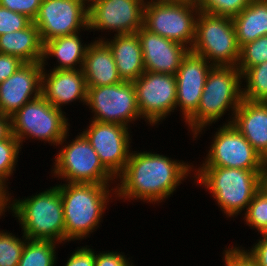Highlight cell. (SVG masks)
<instances>
[{
  "mask_svg": "<svg viewBox=\"0 0 267 266\" xmlns=\"http://www.w3.org/2000/svg\"><path fill=\"white\" fill-rule=\"evenodd\" d=\"M241 80V72L235 66H212L197 111L186 121L194 138L230 108L234 117L243 99Z\"/></svg>",
  "mask_w": 267,
  "mask_h": 266,
  "instance_id": "277c9868",
  "label": "cell"
},
{
  "mask_svg": "<svg viewBox=\"0 0 267 266\" xmlns=\"http://www.w3.org/2000/svg\"><path fill=\"white\" fill-rule=\"evenodd\" d=\"M7 187H5L1 182H0V215L2 216L4 212H6V208H8L9 210V207H7V205H9L8 203H11L10 201V196H9V193L6 192L8 191L6 189Z\"/></svg>",
  "mask_w": 267,
  "mask_h": 266,
  "instance_id": "60d3db41",
  "label": "cell"
},
{
  "mask_svg": "<svg viewBox=\"0 0 267 266\" xmlns=\"http://www.w3.org/2000/svg\"><path fill=\"white\" fill-rule=\"evenodd\" d=\"M82 70L87 87L113 85L123 81L110 48L102 40L88 44Z\"/></svg>",
  "mask_w": 267,
  "mask_h": 266,
  "instance_id": "7402d4cb",
  "label": "cell"
},
{
  "mask_svg": "<svg viewBox=\"0 0 267 266\" xmlns=\"http://www.w3.org/2000/svg\"><path fill=\"white\" fill-rule=\"evenodd\" d=\"M267 61V35L240 47L237 68L241 74L248 68Z\"/></svg>",
  "mask_w": 267,
  "mask_h": 266,
  "instance_id": "f1b7e54d",
  "label": "cell"
},
{
  "mask_svg": "<svg viewBox=\"0 0 267 266\" xmlns=\"http://www.w3.org/2000/svg\"><path fill=\"white\" fill-rule=\"evenodd\" d=\"M193 178L206 186L227 216H237L248 208L255 193L266 182L267 170L226 167H199Z\"/></svg>",
  "mask_w": 267,
  "mask_h": 266,
  "instance_id": "7a4b0ae2",
  "label": "cell"
},
{
  "mask_svg": "<svg viewBox=\"0 0 267 266\" xmlns=\"http://www.w3.org/2000/svg\"><path fill=\"white\" fill-rule=\"evenodd\" d=\"M24 63L16 56L0 53V83L14 74Z\"/></svg>",
  "mask_w": 267,
  "mask_h": 266,
  "instance_id": "d590c367",
  "label": "cell"
},
{
  "mask_svg": "<svg viewBox=\"0 0 267 266\" xmlns=\"http://www.w3.org/2000/svg\"><path fill=\"white\" fill-rule=\"evenodd\" d=\"M234 127L253 146L265 161L267 159V102H252L242 99L234 117Z\"/></svg>",
  "mask_w": 267,
  "mask_h": 266,
  "instance_id": "ffe728a7",
  "label": "cell"
},
{
  "mask_svg": "<svg viewBox=\"0 0 267 266\" xmlns=\"http://www.w3.org/2000/svg\"><path fill=\"white\" fill-rule=\"evenodd\" d=\"M86 105L94 112L93 121L117 123L128 127L141 119L136 90L132 81L88 87Z\"/></svg>",
  "mask_w": 267,
  "mask_h": 266,
  "instance_id": "30bf717a",
  "label": "cell"
},
{
  "mask_svg": "<svg viewBox=\"0 0 267 266\" xmlns=\"http://www.w3.org/2000/svg\"><path fill=\"white\" fill-rule=\"evenodd\" d=\"M12 135L11 117L0 115V141L7 140Z\"/></svg>",
  "mask_w": 267,
  "mask_h": 266,
  "instance_id": "ab89813d",
  "label": "cell"
},
{
  "mask_svg": "<svg viewBox=\"0 0 267 266\" xmlns=\"http://www.w3.org/2000/svg\"><path fill=\"white\" fill-rule=\"evenodd\" d=\"M149 1L144 6L143 27L190 50L195 40L199 13L197 3L181 0Z\"/></svg>",
  "mask_w": 267,
  "mask_h": 266,
  "instance_id": "8992f818",
  "label": "cell"
},
{
  "mask_svg": "<svg viewBox=\"0 0 267 266\" xmlns=\"http://www.w3.org/2000/svg\"><path fill=\"white\" fill-rule=\"evenodd\" d=\"M232 19L239 47L267 35V0H252Z\"/></svg>",
  "mask_w": 267,
  "mask_h": 266,
  "instance_id": "cb8c5ba5",
  "label": "cell"
},
{
  "mask_svg": "<svg viewBox=\"0 0 267 266\" xmlns=\"http://www.w3.org/2000/svg\"><path fill=\"white\" fill-rule=\"evenodd\" d=\"M225 266H257L256 261L250 256L247 250L241 247H232L224 250Z\"/></svg>",
  "mask_w": 267,
  "mask_h": 266,
  "instance_id": "e575fe53",
  "label": "cell"
},
{
  "mask_svg": "<svg viewBox=\"0 0 267 266\" xmlns=\"http://www.w3.org/2000/svg\"><path fill=\"white\" fill-rule=\"evenodd\" d=\"M181 1H193V2H197V0H181Z\"/></svg>",
  "mask_w": 267,
  "mask_h": 266,
  "instance_id": "7bdbcfd3",
  "label": "cell"
},
{
  "mask_svg": "<svg viewBox=\"0 0 267 266\" xmlns=\"http://www.w3.org/2000/svg\"><path fill=\"white\" fill-rule=\"evenodd\" d=\"M27 239L24 234L21 240L12 233L0 231V266H18Z\"/></svg>",
  "mask_w": 267,
  "mask_h": 266,
  "instance_id": "f546056e",
  "label": "cell"
},
{
  "mask_svg": "<svg viewBox=\"0 0 267 266\" xmlns=\"http://www.w3.org/2000/svg\"><path fill=\"white\" fill-rule=\"evenodd\" d=\"M86 5V0H42L33 23L39 30L43 43L79 33L83 28L88 31Z\"/></svg>",
  "mask_w": 267,
  "mask_h": 266,
  "instance_id": "7c38bea8",
  "label": "cell"
},
{
  "mask_svg": "<svg viewBox=\"0 0 267 266\" xmlns=\"http://www.w3.org/2000/svg\"><path fill=\"white\" fill-rule=\"evenodd\" d=\"M205 163L200 167L267 170L265 161L232 123L215 132Z\"/></svg>",
  "mask_w": 267,
  "mask_h": 266,
  "instance_id": "8fae6325",
  "label": "cell"
},
{
  "mask_svg": "<svg viewBox=\"0 0 267 266\" xmlns=\"http://www.w3.org/2000/svg\"><path fill=\"white\" fill-rule=\"evenodd\" d=\"M110 41L102 40L112 53L118 73L123 81H134L144 72L143 54L136 33L115 34Z\"/></svg>",
  "mask_w": 267,
  "mask_h": 266,
  "instance_id": "44dd1931",
  "label": "cell"
},
{
  "mask_svg": "<svg viewBox=\"0 0 267 266\" xmlns=\"http://www.w3.org/2000/svg\"><path fill=\"white\" fill-rule=\"evenodd\" d=\"M131 152L124 171L118 176V197L162 202L192 171L190 164L149 152Z\"/></svg>",
  "mask_w": 267,
  "mask_h": 266,
  "instance_id": "6da1fadb",
  "label": "cell"
},
{
  "mask_svg": "<svg viewBox=\"0 0 267 266\" xmlns=\"http://www.w3.org/2000/svg\"><path fill=\"white\" fill-rule=\"evenodd\" d=\"M67 119L62 110L40 95L11 116L12 134L20 145L27 137L62 145L69 134Z\"/></svg>",
  "mask_w": 267,
  "mask_h": 266,
  "instance_id": "ba28073f",
  "label": "cell"
},
{
  "mask_svg": "<svg viewBox=\"0 0 267 266\" xmlns=\"http://www.w3.org/2000/svg\"><path fill=\"white\" fill-rule=\"evenodd\" d=\"M42 0H0V6L25 15L32 22L41 6Z\"/></svg>",
  "mask_w": 267,
  "mask_h": 266,
  "instance_id": "836d02e7",
  "label": "cell"
},
{
  "mask_svg": "<svg viewBox=\"0 0 267 266\" xmlns=\"http://www.w3.org/2000/svg\"><path fill=\"white\" fill-rule=\"evenodd\" d=\"M95 266H133L125 255L118 252H100L96 254Z\"/></svg>",
  "mask_w": 267,
  "mask_h": 266,
  "instance_id": "74e56055",
  "label": "cell"
},
{
  "mask_svg": "<svg viewBox=\"0 0 267 266\" xmlns=\"http://www.w3.org/2000/svg\"><path fill=\"white\" fill-rule=\"evenodd\" d=\"M252 0H197L199 11L212 15L233 18L237 16Z\"/></svg>",
  "mask_w": 267,
  "mask_h": 266,
  "instance_id": "1f68e13d",
  "label": "cell"
},
{
  "mask_svg": "<svg viewBox=\"0 0 267 266\" xmlns=\"http://www.w3.org/2000/svg\"><path fill=\"white\" fill-rule=\"evenodd\" d=\"M54 163V175L67 183L109 184L115 179L82 133L61 148Z\"/></svg>",
  "mask_w": 267,
  "mask_h": 266,
  "instance_id": "9c48e42d",
  "label": "cell"
},
{
  "mask_svg": "<svg viewBox=\"0 0 267 266\" xmlns=\"http://www.w3.org/2000/svg\"><path fill=\"white\" fill-rule=\"evenodd\" d=\"M43 67L45 66L42 62L24 63L14 74L0 83L2 115L11 117L27 102L41 95Z\"/></svg>",
  "mask_w": 267,
  "mask_h": 266,
  "instance_id": "e0dca14e",
  "label": "cell"
},
{
  "mask_svg": "<svg viewBox=\"0 0 267 266\" xmlns=\"http://www.w3.org/2000/svg\"><path fill=\"white\" fill-rule=\"evenodd\" d=\"M146 1L90 0L88 2V28L90 30H114L117 35L136 33L143 27Z\"/></svg>",
  "mask_w": 267,
  "mask_h": 266,
  "instance_id": "9a60e30c",
  "label": "cell"
},
{
  "mask_svg": "<svg viewBox=\"0 0 267 266\" xmlns=\"http://www.w3.org/2000/svg\"><path fill=\"white\" fill-rule=\"evenodd\" d=\"M78 33L54 38L44 44V54L42 63L45 65V59L56 57L58 66L53 70L80 69L83 67L84 58L88 45L83 46Z\"/></svg>",
  "mask_w": 267,
  "mask_h": 266,
  "instance_id": "d4e9b609",
  "label": "cell"
},
{
  "mask_svg": "<svg viewBox=\"0 0 267 266\" xmlns=\"http://www.w3.org/2000/svg\"><path fill=\"white\" fill-rule=\"evenodd\" d=\"M0 53L16 56L25 63L42 62L44 43L36 25L0 35Z\"/></svg>",
  "mask_w": 267,
  "mask_h": 266,
  "instance_id": "603a6c76",
  "label": "cell"
},
{
  "mask_svg": "<svg viewBox=\"0 0 267 266\" xmlns=\"http://www.w3.org/2000/svg\"><path fill=\"white\" fill-rule=\"evenodd\" d=\"M82 134L96 151L103 166L117 179L124 171L131 153L128 127L92 120Z\"/></svg>",
  "mask_w": 267,
  "mask_h": 266,
  "instance_id": "5bb4252c",
  "label": "cell"
},
{
  "mask_svg": "<svg viewBox=\"0 0 267 266\" xmlns=\"http://www.w3.org/2000/svg\"><path fill=\"white\" fill-rule=\"evenodd\" d=\"M88 87L82 69L52 70L43 67L41 95L55 108L69 104L76 99L87 101Z\"/></svg>",
  "mask_w": 267,
  "mask_h": 266,
  "instance_id": "d6986e66",
  "label": "cell"
},
{
  "mask_svg": "<svg viewBox=\"0 0 267 266\" xmlns=\"http://www.w3.org/2000/svg\"><path fill=\"white\" fill-rule=\"evenodd\" d=\"M145 71L176 75L189 49L177 42L154 34L144 27L137 31Z\"/></svg>",
  "mask_w": 267,
  "mask_h": 266,
  "instance_id": "ac0fdd59",
  "label": "cell"
},
{
  "mask_svg": "<svg viewBox=\"0 0 267 266\" xmlns=\"http://www.w3.org/2000/svg\"><path fill=\"white\" fill-rule=\"evenodd\" d=\"M203 56L191 50L183 57L176 72V108L180 107L185 122L197 111L206 77L212 68Z\"/></svg>",
  "mask_w": 267,
  "mask_h": 266,
  "instance_id": "2e32d148",
  "label": "cell"
},
{
  "mask_svg": "<svg viewBox=\"0 0 267 266\" xmlns=\"http://www.w3.org/2000/svg\"><path fill=\"white\" fill-rule=\"evenodd\" d=\"M260 235L267 236V227L260 233Z\"/></svg>",
  "mask_w": 267,
  "mask_h": 266,
  "instance_id": "b9f144b4",
  "label": "cell"
},
{
  "mask_svg": "<svg viewBox=\"0 0 267 266\" xmlns=\"http://www.w3.org/2000/svg\"><path fill=\"white\" fill-rule=\"evenodd\" d=\"M12 202L9 208L28 239L65 241L63 204L57 185L25 200Z\"/></svg>",
  "mask_w": 267,
  "mask_h": 266,
  "instance_id": "5b68a950",
  "label": "cell"
},
{
  "mask_svg": "<svg viewBox=\"0 0 267 266\" xmlns=\"http://www.w3.org/2000/svg\"><path fill=\"white\" fill-rule=\"evenodd\" d=\"M243 219L260 233L267 227V182L255 193Z\"/></svg>",
  "mask_w": 267,
  "mask_h": 266,
  "instance_id": "83f0119b",
  "label": "cell"
},
{
  "mask_svg": "<svg viewBox=\"0 0 267 266\" xmlns=\"http://www.w3.org/2000/svg\"><path fill=\"white\" fill-rule=\"evenodd\" d=\"M55 244L52 240L27 239L18 266H55Z\"/></svg>",
  "mask_w": 267,
  "mask_h": 266,
  "instance_id": "484cf974",
  "label": "cell"
},
{
  "mask_svg": "<svg viewBox=\"0 0 267 266\" xmlns=\"http://www.w3.org/2000/svg\"><path fill=\"white\" fill-rule=\"evenodd\" d=\"M261 237L247 252L256 261L257 266H267V236Z\"/></svg>",
  "mask_w": 267,
  "mask_h": 266,
  "instance_id": "f35d334b",
  "label": "cell"
},
{
  "mask_svg": "<svg viewBox=\"0 0 267 266\" xmlns=\"http://www.w3.org/2000/svg\"><path fill=\"white\" fill-rule=\"evenodd\" d=\"M20 146L13 134L7 140L0 141V182L5 187L7 178L15 171Z\"/></svg>",
  "mask_w": 267,
  "mask_h": 266,
  "instance_id": "4dcf8cb0",
  "label": "cell"
},
{
  "mask_svg": "<svg viewBox=\"0 0 267 266\" xmlns=\"http://www.w3.org/2000/svg\"><path fill=\"white\" fill-rule=\"evenodd\" d=\"M192 52L213 66H237L240 47L233 19L199 11Z\"/></svg>",
  "mask_w": 267,
  "mask_h": 266,
  "instance_id": "52a82bcc",
  "label": "cell"
},
{
  "mask_svg": "<svg viewBox=\"0 0 267 266\" xmlns=\"http://www.w3.org/2000/svg\"><path fill=\"white\" fill-rule=\"evenodd\" d=\"M241 78L246 80L242 97L252 102H267V61L246 69Z\"/></svg>",
  "mask_w": 267,
  "mask_h": 266,
  "instance_id": "4316f807",
  "label": "cell"
},
{
  "mask_svg": "<svg viewBox=\"0 0 267 266\" xmlns=\"http://www.w3.org/2000/svg\"><path fill=\"white\" fill-rule=\"evenodd\" d=\"M133 84L142 119L156 125L174 112L177 97L175 75L145 71Z\"/></svg>",
  "mask_w": 267,
  "mask_h": 266,
  "instance_id": "4fadbf2b",
  "label": "cell"
},
{
  "mask_svg": "<svg viewBox=\"0 0 267 266\" xmlns=\"http://www.w3.org/2000/svg\"><path fill=\"white\" fill-rule=\"evenodd\" d=\"M31 22L25 15L0 6V35L20 31L26 28Z\"/></svg>",
  "mask_w": 267,
  "mask_h": 266,
  "instance_id": "d6a6232c",
  "label": "cell"
},
{
  "mask_svg": "<svg viewBox=\"0 0 267 266\" xmlns=\"http://www.w3.org/2000/svg\"><path fill=\"white\" fill-rule=\"evenodd\" d=\"M89 247H82L68 258L65 266H95L96 253Z\"/></svg>",
  "mask_w": 267,
  "mask_h": 266,
  "instance_id": "8d00e7d4",
  "label": "cell"
},
{
  "mask_svg": "<svg viewBox=\"0 0 267 266\" xmlns=\"http://www.w3.org/2000/svg\"><path fill=\"white\" fill-rule=\"evenodd\" d=\"M62 198L65 242L86 238L101 222L110 199L109 184L64 183L57 185Z\"/></svg>",
  "mask_w": 267,
  "mask_h": 266,
  "instance_id": "3957f363",
  "label": "cell"
}]
</instances>
